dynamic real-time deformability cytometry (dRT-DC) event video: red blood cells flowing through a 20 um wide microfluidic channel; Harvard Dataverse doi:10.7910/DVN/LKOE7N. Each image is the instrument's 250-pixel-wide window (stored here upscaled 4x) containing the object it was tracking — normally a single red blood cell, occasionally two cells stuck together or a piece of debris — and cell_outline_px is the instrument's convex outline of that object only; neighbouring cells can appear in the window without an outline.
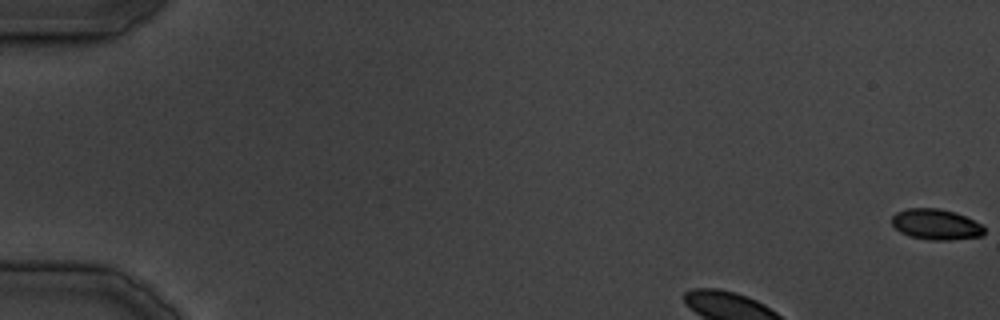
{"species": "common noctule bat (a hibernating species)", "species_latin": "Nyctalus noctula", "temperature_condition": "cold", "stored_images_in_passage": 8, "camera_frame_rate_fps": 3000, "um_per_image_px": 0.085, "animal": {"sex": "male", "body_mass_g": 19.5, "forearm_length_mm": 54.6}, "frame": {"image": 1, "passage_image": 1, "time_ms": 0.0, "image_size_px": [1000, 320], "cell_outline_px": [[984, 236], [948, 240], [928, 240], [908, 236], [900, 232], [892, 224], [892, 216], [896, 212], [908, 208], [940, 208], [956, 212], [980, 224], [984, 228]], "centroid_in_image_um": [79.54, 19.07], "position_along_channel_um": 5.5, "area_um2": 16.59}}